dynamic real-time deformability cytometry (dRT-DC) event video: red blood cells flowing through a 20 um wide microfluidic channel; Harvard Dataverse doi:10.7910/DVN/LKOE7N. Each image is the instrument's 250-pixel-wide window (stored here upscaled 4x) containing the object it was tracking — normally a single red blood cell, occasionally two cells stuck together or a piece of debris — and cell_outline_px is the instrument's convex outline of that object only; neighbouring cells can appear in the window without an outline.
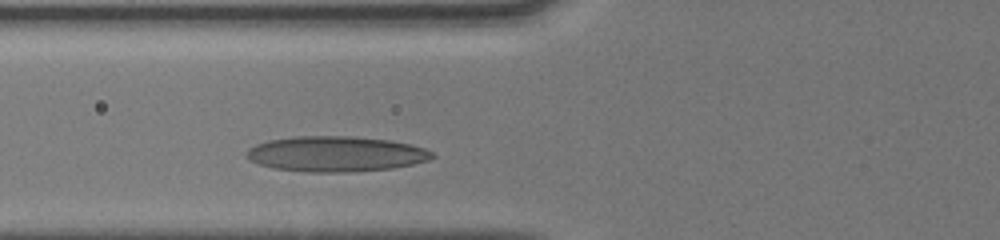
{"species": "human", "species_latin": "Homo sapiens", "temperature_condition": "cold", "stored_images_in_passage": 28, "camera_frame_rate_fps": 3000, "um_per_image_px": 0.085, "donor": {"sex": "male"}, "frame": {"image": 1, "passage_image": 6, "time_ms": 1.667, "image_size_px": [1000, 240], "cell_outline_px": [[436, 156], [428, 160], [412, 164], [392, 168], [352, 172], [304, 172], [272, 168], [248, 160], [244, 156], [248, 148], [256, 144], [268, 140], [296, 136], [352, 136], [388, 140], [408, 144], [424, 148], [432, 152]], "centroid_in_image_um": [28.49, 13.09], "position_along_channel_um": 97.3, "area_um2": 38.44}}
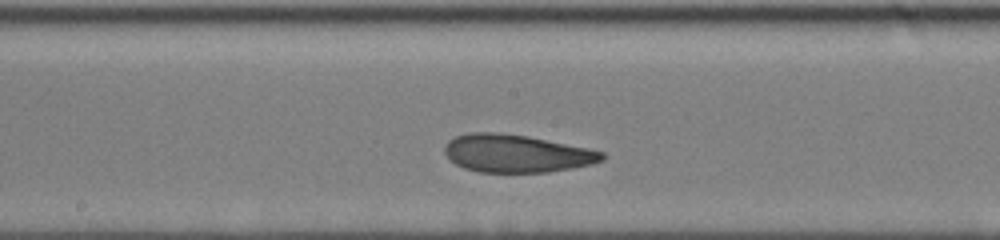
{"frame": {"image": 2, "passage_image": 14, "time_ms": 4.333, "image_size_px": [1000, 240], "cell_outline_px": [[604, 160], [592, 164], [548, 172], [480, 172], [464, 168], [456, 164], [444, 152], [444, 144], [448, 140], [456, 136], [468, 132], [496, 132], [528, 136], [588, 148], [604, 152]], "centroid_in_image_um": [43.88, 13.04], "position_along_channel_um": 204.3, "area_um2": 34.62}}
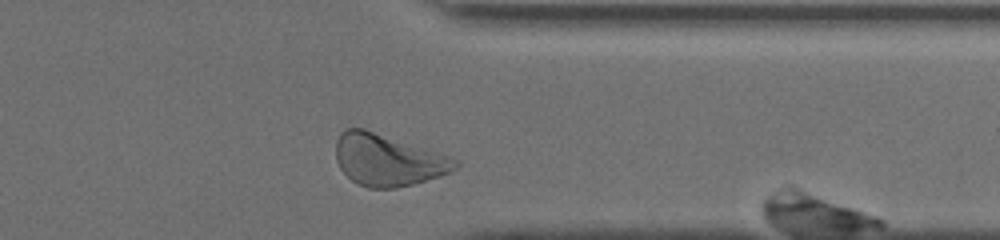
{"frame": {"image": 3, "passage_image": 27, "time_ms": 8.667, "image_size_px": [1000, 240], "cell_outline_px": [[460, 164], [456, 168], [440, 176], [412, 184], [396, 188], [368, 188], [356, 184], [340, 168], [336, 160], [336, 140], [340, 132], [344, 128], [364, 128], [452, 156], [460, 160]], "centroid_in_image_um": [32.97, 13.59], "position_along_channel_um": 378.4, "area_um2": 36.24}, "authors_computed_cell_mechanics": {"area_um2": 34.7378, "velocity_mm_per_s": 4.0201, "shape_relaxation_time_tau1_ms": 6.1209, "shape_relaxation_time_tau2_ms": 1.9252, "deformation_change_tau1": 0.1613, "deformation_change_tau2": 0.0833}}